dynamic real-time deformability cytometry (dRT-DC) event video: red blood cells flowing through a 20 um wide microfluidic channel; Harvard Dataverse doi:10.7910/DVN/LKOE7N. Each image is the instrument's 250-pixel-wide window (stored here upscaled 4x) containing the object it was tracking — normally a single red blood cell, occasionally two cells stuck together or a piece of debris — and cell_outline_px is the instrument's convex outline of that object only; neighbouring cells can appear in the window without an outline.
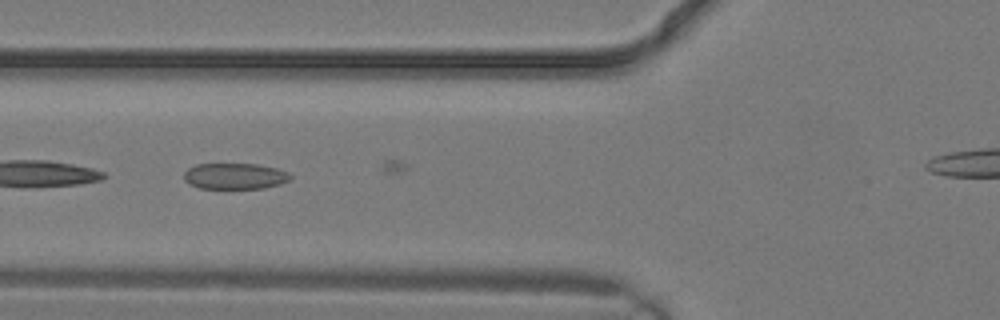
{"species": "common noctule bat (a hibernating species)", "species_latin": "Nyctalus noctula", "temperature_condition": "warm", "stored_images_in_passage": 9, "camera_frame_rate_fps": 3000, "um_per_image_px": 0.085, "animal": {"sex": "male", "body_mass_g": 19.2, "forearm_length_mm": 51.8}, "frame": {"image": 1, "passage_image": 6, "time_ms": 1.667, "image_size_px": [1000, 320], "cell_outline_px": [[292, 180], [280, 184], [264, 188], [200, 188], [188, 184], [184, 180], [184, 172], [188, 168], [196, 164], [256, 164], [276, 168], [288, 172], [292, 176]], "centroid_in_image_um": [19.97, 14.97], "position_along_channel_um": 105.8, "area_um2": 16.24}}
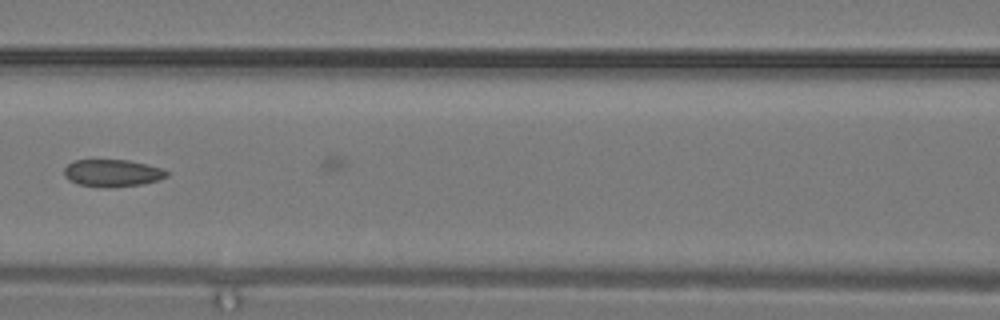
{"frame": {"image": 2, "passage_image": 8, "time_ms": 2.333, "image_size_px": [1000, 320], "cell_outline_px": [[168, 176], [144, 184], [108, 188], [76, 184], [68, 180], [64, 176], [64, 168], [68, 164], [76, 160], [128, 160], [164, 168], [168, 172]], "centroid_in_image_um": [9.54, 14.71], "position_along_channel_um": 157.1, "area_um2": 16.42}}